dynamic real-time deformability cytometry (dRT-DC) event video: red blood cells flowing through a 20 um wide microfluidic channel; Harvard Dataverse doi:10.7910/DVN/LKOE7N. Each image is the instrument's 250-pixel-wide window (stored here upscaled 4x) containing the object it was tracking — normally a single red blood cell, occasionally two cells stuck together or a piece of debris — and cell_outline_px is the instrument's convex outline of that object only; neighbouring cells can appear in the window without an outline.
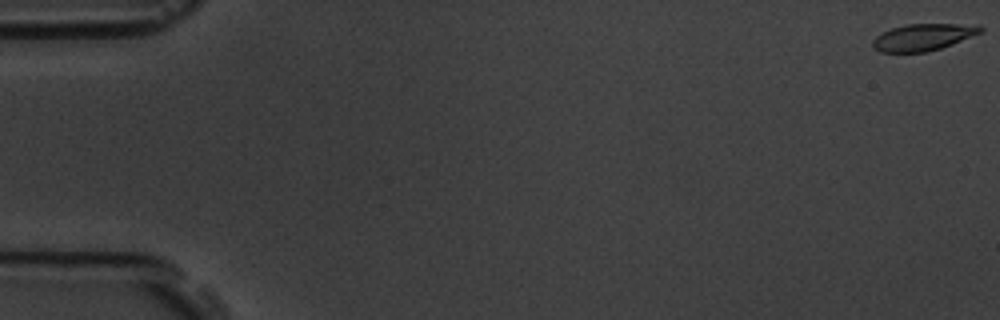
{"species": "common noctule bat (a hibernating species)", "species_latin": "Nyctalus noctula", "temperature_condition": "room temperature", "stored_images_in_passage": 9, "camera_frame_rate_fps": 3000, "um_per_image_px": 0.085, "animal": {"sex": "male", "body_mass_g": 19.5, "forearm_length_mm": 54.6}, "frame": {"image": 1, "passage_image": 1, "time_ms": 0.0, "image_size_px": [1000, 320], "cell_outline_px": [[984, 32], [952, 44], [940, 48], [924, 52], [880, 52], [872, 48], [872, 40], [876, 36], [892, 28], [904, 24], [980, 24], [984, 28]], "centroid_in_image_um": [78.5, 3.15], "position_along_channel_um": 6.5, "area_um2": 16.99}}
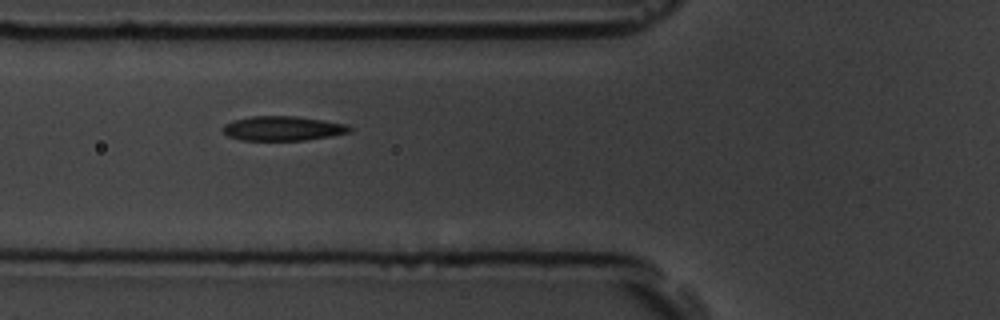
{"frame": {"image": 2, "passage_image": 7, "time_ms": 2.0, "image_size_px": [1000, 320], "cell_outline_px": [[352, 128], [348, 132], [328, 136], [304, 140], [240, 140], [228, 136], [220, 128], [224, 124], [232, 120], [252, 116], [296, 116], [324, 120], [348, 124]], "centroid_in_image_um": [23.99, 10.9], "position_along_channel_um": 101.8, "area_um2": 18.09}}
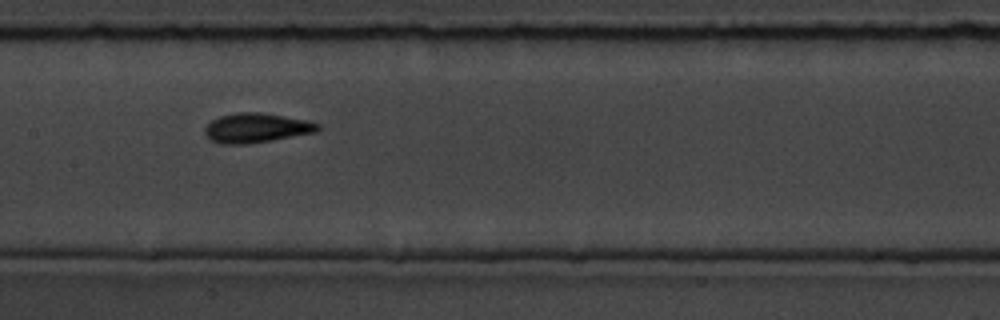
{"frame": {"image": 3, "passage_image": 9, "time_ms": 2.667, "image_size_px": [1000, 320], "cell_outline_px": [[320, 128], [316, 132], [272, 140], [248, 144], [224, 144], [212, 140], [204, 132], [204, 128], [212, 120], [220, 116], [236, 112], [260, 112], [308, 120], [320, 124]], "centroid_in_image_um": [21.81, 10.86], "position_along_channel_um": 185.6, "area_um2": 19.36}}